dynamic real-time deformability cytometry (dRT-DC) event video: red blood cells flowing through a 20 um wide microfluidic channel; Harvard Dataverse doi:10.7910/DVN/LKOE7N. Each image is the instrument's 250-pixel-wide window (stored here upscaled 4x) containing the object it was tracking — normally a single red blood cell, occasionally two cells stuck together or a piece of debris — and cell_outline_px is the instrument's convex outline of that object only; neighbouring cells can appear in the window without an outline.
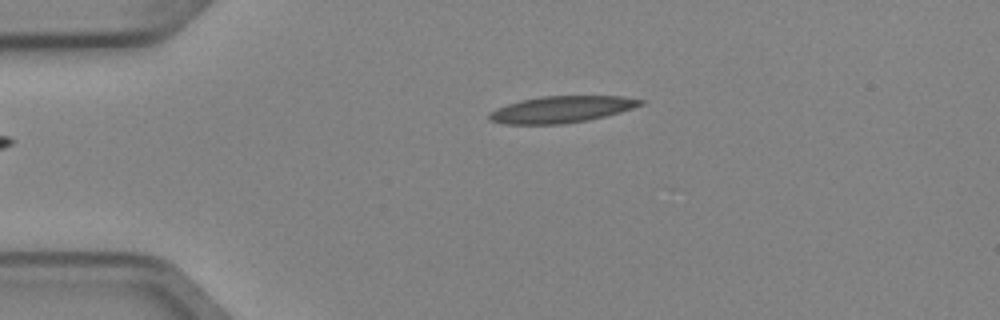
{"species": "Egyptian fruit bat (a non-hibernating species)", "species_latin": "Rousettus aegyptiacus", "temperature_condition": "cold", "stored_images_in_passage": 4, "camera_frame_rate_fps": 3000, "um_per_image_px": 0.085, "animal": {"sex": "female"}, "frame": {"image": 1, "passage_image": 4, "time_ms": 1.0, "image_size_px": [1000, 320], "cell_outline_px": [[644, 104], [620, 112], [588, 120], [564, 124], [500, 124], [488, 120], [488, 112], [496, 108], [520, 100], [540, 96], [620, 96], [644, 100]], "centroid_in_image_um": [47.67, 9.3], "position_along_channel_um": 37.3, "area_um2": 23.58}}